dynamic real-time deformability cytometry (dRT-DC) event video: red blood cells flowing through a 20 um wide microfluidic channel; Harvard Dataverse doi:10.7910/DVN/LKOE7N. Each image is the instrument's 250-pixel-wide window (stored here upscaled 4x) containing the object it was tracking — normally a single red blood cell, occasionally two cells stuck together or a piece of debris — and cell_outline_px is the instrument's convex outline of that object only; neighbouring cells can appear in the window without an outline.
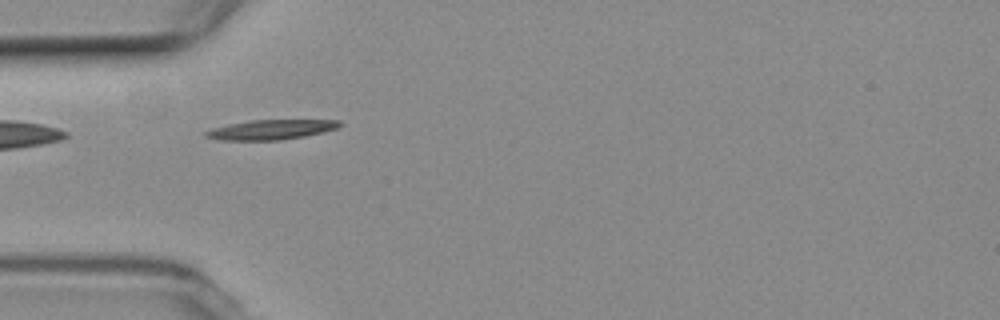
{"species": "common noctule bat (a hibernating species)", "species_latin": "Nyctalus noctula", "temperature_condition": "room temperature", "stored_images_in_passage": 15, "segment_of_instrument_passage": [2, 2], "camera_frame_rate_fps": 3000, "um_per_image_px": 0.085, "animal": {"sex": "female", "body_mass_g": 19.3, "forearm_length_mm": 54.1}, "frame": {"image": 1, "passage_image": 5, "time_ms": 5.667, "image_size_px": [1000, 320], "cell_outline_px": [[344, 124], [336, 128], [324, 132], [304, 136], [280, 140], [220, 140], [204, 136], [204, 132], [212, 128], [228, 124], [252, 120], [340, 120]], "centroid_in_image_um": [23.04, 11.01], "position_along_channel_um": 62.0, "area_um2": 15.43}}
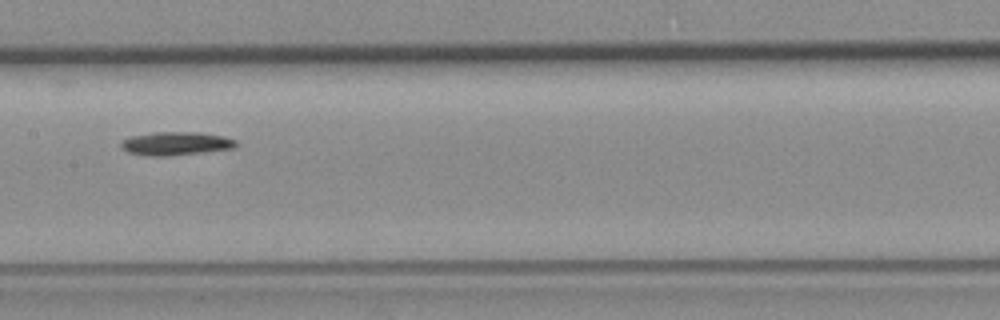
{"frame": {"image": 2, "passage_image": 8, "time_ms": 9.333, "image_size_px": [1000, 320], "cell_outline_px": [[236, 148], [204, 152], [168, 156], [144, 156], [128, 152], [120, 148], [120, 140], [132, 136], [156, 132], [200, 132], [224, 136], [236, 140]], "centroid_in_image_um": [14.92, 12.2], "position_along_channel_um": 192.5, "area_um2": 15.9}}
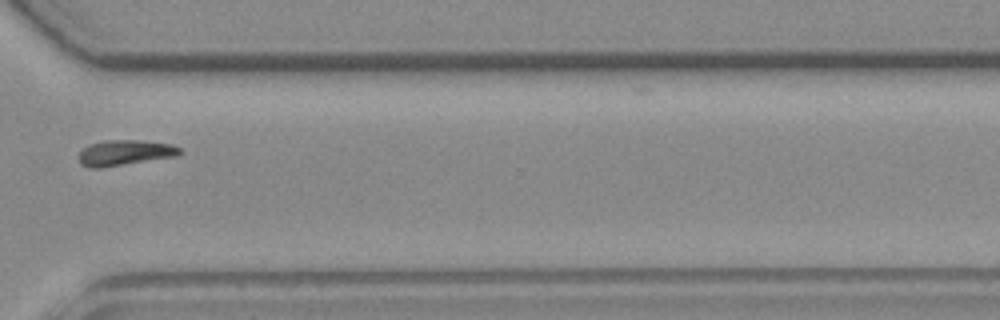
{"frame": {"image": 3, "passage_image": 12, "time_ms": 14.0, "image_size_px": [1000, 320], "cell_outline_px": [[180, 152], [176, 156], [100, 168], [88, 168], [80, 164], [80, 152], [88, 144], [104, 140], [140, 140], [172, 144], [180, 148]], "centroid_in_image_um": [10.58, 12.97], "position_along_channel_um": 360.0, "area_um2": 14.91}}